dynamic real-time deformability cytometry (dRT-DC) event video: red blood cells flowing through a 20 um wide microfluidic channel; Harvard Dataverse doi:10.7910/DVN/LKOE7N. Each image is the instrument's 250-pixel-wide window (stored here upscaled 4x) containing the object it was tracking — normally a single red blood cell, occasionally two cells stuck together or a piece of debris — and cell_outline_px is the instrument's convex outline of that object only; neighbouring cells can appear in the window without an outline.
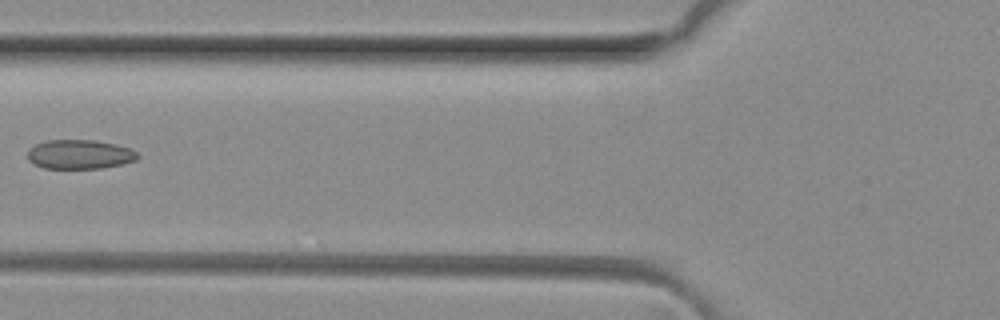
{"species": "common noctule bat (a hibernating species)", "species_latin": "Nyctalus noctula", "temperature_condition": "room temperature", "stored_images_in_passage": 4, "camera_frame_rate_fps": 3000, "um_per_image_px": 0.085, "animal": {"sex": "female", "body_mass_g": 29.2, "forearm_length_mm": 56.3}, "frame": {"image": 1, "passage_image": 4, "time_ms": 1.0, "image_size_px": [1000, 320], "cell_outline_px": [[140, 156], [136, 160], [124, 164], [104, 168], [44, 168], [32, 164], [28, 160], [28, 148], [44, 140], [96, 140], [116, 144], [128, 148], [136, 152]], "centroid_in_image_um": [6.76, 13.12], "position_along_channel_um": 119.0, "area_um2": 18.96}}